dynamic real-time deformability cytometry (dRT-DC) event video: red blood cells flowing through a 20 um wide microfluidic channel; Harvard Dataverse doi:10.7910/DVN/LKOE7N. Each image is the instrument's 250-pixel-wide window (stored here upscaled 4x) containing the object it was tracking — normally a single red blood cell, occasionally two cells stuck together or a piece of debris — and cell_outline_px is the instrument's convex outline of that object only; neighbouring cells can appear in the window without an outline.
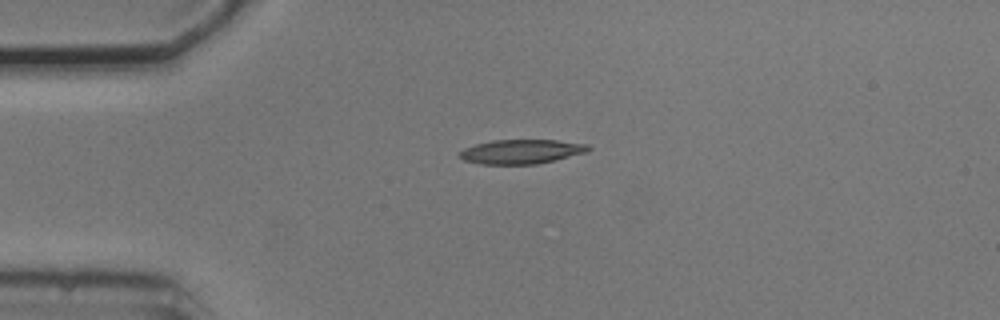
{"species": "common noctule bat (a hibernating species)", "species_latin": "Nyctalus noctula", "temperature_condition": "cold", "stored_images_in_passage": 20, "camera_frame_rate_fps": 3000, "um_per_image_px": 0.085, "animal": {"sex": "male", "body_mass_g": 20.5, "forearm_length_mm": 52.5}, "frame": {"image": 1, "passage_image": 1, "time_ms": 0.0, "image_size_px": [1000, 320], "cell_outline_px": [[592, 148], [588, 152], [536, 164], [480, 164], [464, 160], [460, 156], [460, 152], [464, 148], [476, 144], [492, 140], [556, 140], [588, 144]], "centroid_in_image_um": [44.34, 12.88], "position_along_channel_um": 40.7, "area_um2": 18.15}}
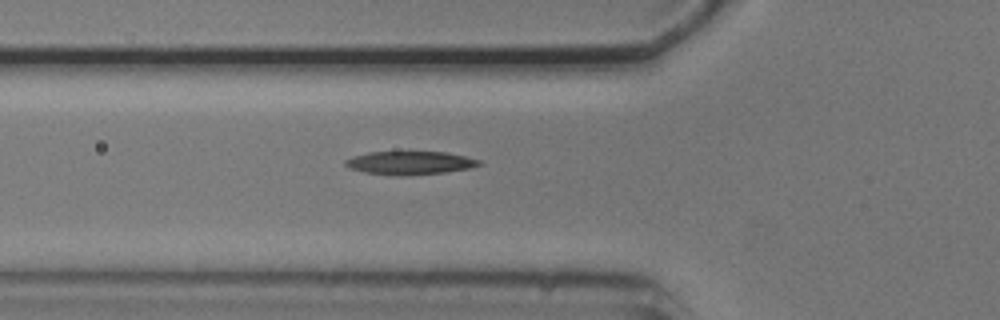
{"frame": {"image": 2, "passage_image": 7, "time_ms": 2.0, "image_size_px": [1000, 320], "cell_outline_px": [[484, 164], [468, 168], [444, 172], [408, 176], [392, 176], [364, 172], [348, 168], [344, 164], [344, 160], [352, 156], [368, 152], [444, 152], [464, 156], [480, 160]], "centroid_in_image_um": [34.79, 13.85], "position_along_channel_um": 91.0, "area_um2": 18.32}}
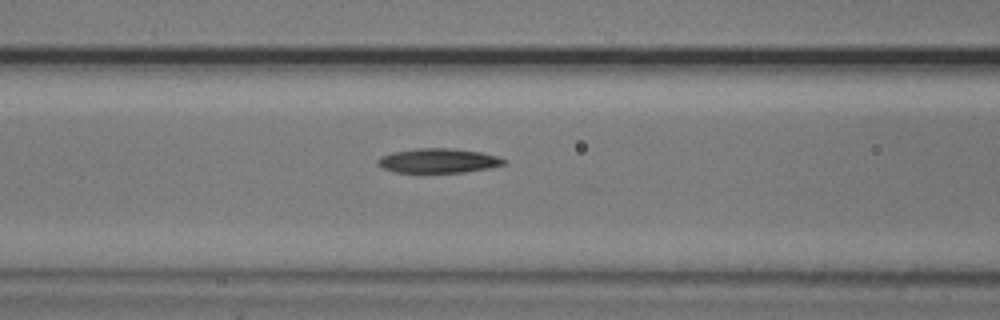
{"frame": {"image": 3, "passage_image": 10, "time_ms": 3.0, "image_size_px": [1000, 320], "cell_outline_px": [[508, 160], [504, 164], [488, 168], [464, 172], [396, 172], [384, 168], [376, 164], [376, 160], [380, 156], [392, 152], [416, 148], [452, 148], [480, 152], [496, 156]], "centroid_in_image_um": [37.23, 13.65], "position_along_channel_um": 129.4, "area_um2": 17.92}}